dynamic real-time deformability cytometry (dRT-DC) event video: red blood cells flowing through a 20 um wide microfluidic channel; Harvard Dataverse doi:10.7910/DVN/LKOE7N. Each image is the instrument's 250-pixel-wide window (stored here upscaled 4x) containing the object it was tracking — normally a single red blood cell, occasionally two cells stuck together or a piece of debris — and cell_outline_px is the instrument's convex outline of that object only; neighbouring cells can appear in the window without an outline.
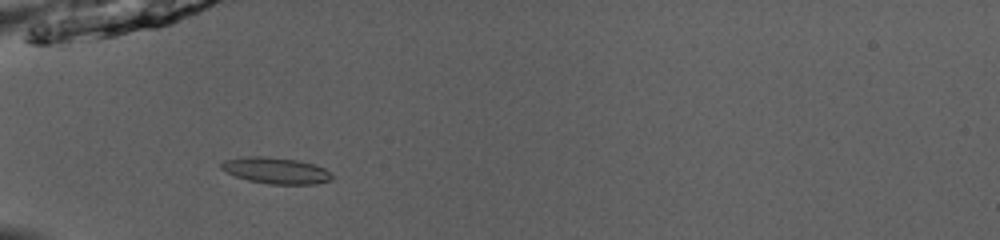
{"species": "common noctule bat (a hibernating species)", "species_latin": "Nyctalus noctula", "temperature_condition": "room temperature", "stored_images_in_passage": 32, "camera_frame_rate_fps": 3000, "um_per_image_px": 0.085, "animal": {"sex": "male", "body_mass_g": 13.0, "forearm_length_mm": 53.1}, "frame": {"image": 1, "passage_image": 2, "time_ms": 0.333, "image_size_px": [1000, 240], "cell_outline_px": [[332, 180], [316, 184], [268, 184], [248, 180], [236, 176], [220, 168], [220, 164], [224, 160], [244, 156], [272, 156], [300, 160], [324, 168], [332, 176]], "centroid_in_image_um": [23.44, 14.48], "position_along_channel_um": 61.6, "area_um2": 17.05}}
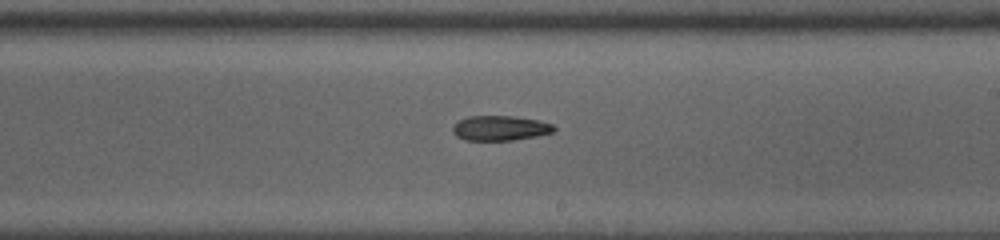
{"frame": {"image": 2, "passage_image": 16, "time_ms": 5.0, "image_size_px": [1000, 240], "cell_outline_px": [[556, 128], [552, 132], [536, 136], [512, 140], [464, 140], [456, 136], [452, 132], [452, 128], [460, 120], [468, 116], [512, 116], [536, 120], [552, 124]], "centroid_in_image_um": [42.48, 10.89], "position_along_channel_um": 246.5, "area_um2": 14.51}}
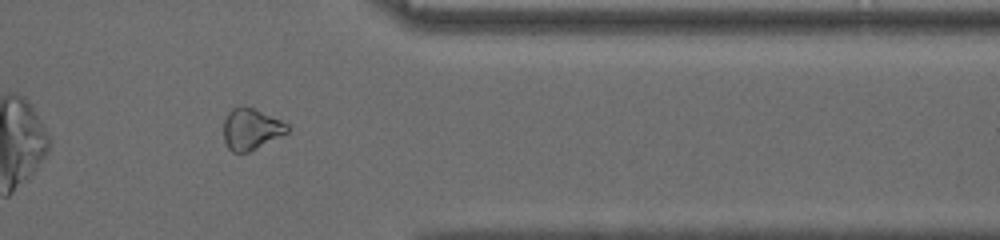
{"frame": {"image": 3, "passage_image": 27, "time_ms": 8.667, "image_size_px": [1000, 240], "cell_outline_px": [[288, 132], [248, 152], [232, 152], [228, 148], [224, 140], [224, 120], [228, 112], [232, 108], [252, 108], [280, 120], [288, 124]], "centroid_in_image_um": [21.32, 10.99], "position_along_channel_um": 390.1, "area_um2": 14.85}}